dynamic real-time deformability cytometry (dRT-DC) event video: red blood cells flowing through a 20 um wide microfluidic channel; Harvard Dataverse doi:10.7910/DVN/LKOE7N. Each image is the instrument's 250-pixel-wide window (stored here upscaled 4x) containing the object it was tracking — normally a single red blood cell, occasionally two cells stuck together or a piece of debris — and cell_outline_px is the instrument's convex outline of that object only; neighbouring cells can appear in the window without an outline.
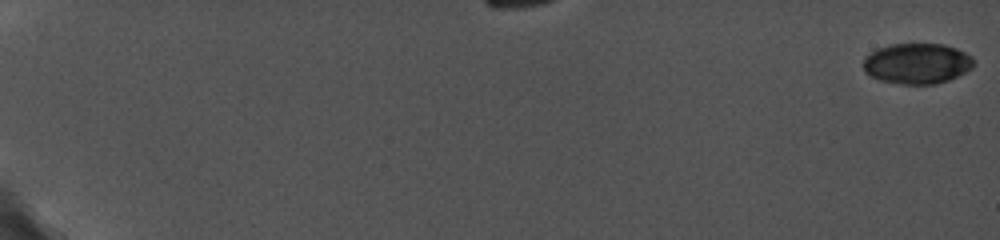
{"species": "common noctule bat (a hibernating species)", "species_latin": "Nyctalus noctula", "temperature_condition": "cold", "stored_images_in_passage": 21, "camera_frame_rate_fps": 5000, "um_per_image_px": 0.085, "animal": {"sex": "female", "body_mass_g": 19.0, "forearm_length_mm": 56.7}, "frame": {"image": 1, "passage_image": 1, "time_ms": 0.0, "image_size_px": [1000, 240], "cell_outline_px": [[976, 64], [972, 68], [948, 80], [936, 84], [904, 84], [880, 80], [864, 72], [864, 56], [876, 48], [888, 44], [944, 44], [956, 48], [972, 56]], "centroid_in_image_um": [77.94, 5.38], "position_along_channel_um": 7.1, "area_um2": 26.24}}
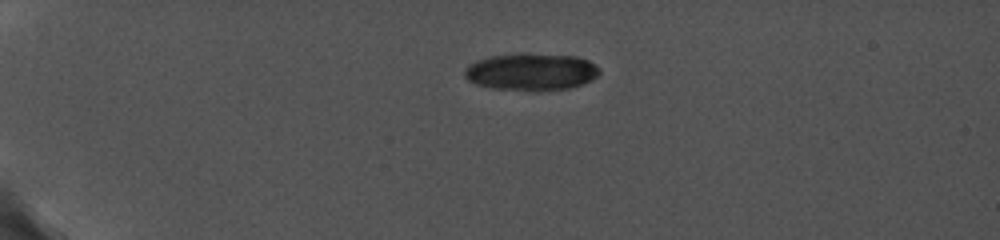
{"frame": {"image": 2, "passage_image": 17, "time_ms": 5.2, "image_size_px": [1000, 240], "cell_outline_px": [[600, 72], [596, 76], [580, 84], [568, 88], [536, 92], [492, 88], [476, 84], [468, 80], [464, 76], [464, 68], [468, 64], [476, 60], [492, 56], [524, 52], [576, 56], [588, 60], [596, 64], [600, 68]], "centroid_in_image_um": [45.12, 6.09], "position_along_channel_um": 39.9, "area_um2": 29.71}}